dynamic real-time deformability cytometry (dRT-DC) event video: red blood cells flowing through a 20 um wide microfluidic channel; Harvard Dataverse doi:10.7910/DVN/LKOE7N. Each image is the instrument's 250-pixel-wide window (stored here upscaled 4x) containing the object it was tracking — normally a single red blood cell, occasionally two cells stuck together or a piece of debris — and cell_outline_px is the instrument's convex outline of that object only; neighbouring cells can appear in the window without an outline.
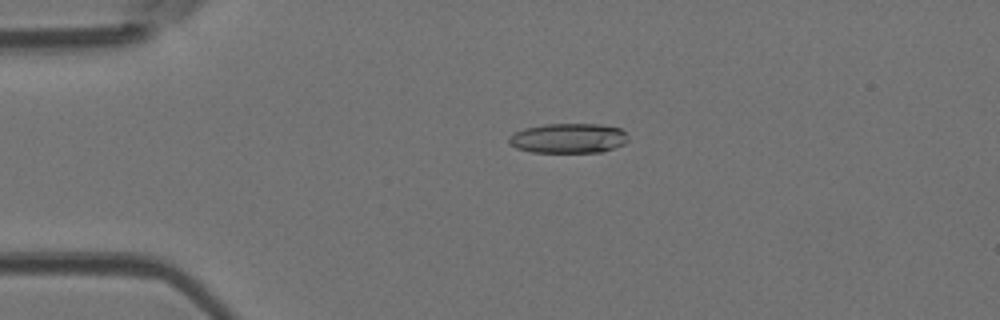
{"species": "Egyptian fruit bat (a non-hibernating species)", "species_latin": "Rousettus aegyptiacus", "temperature_condition": "room temperature", "stored_images_in_passage": 5, "camera_frame_rate_fps": 3000, "um_per_image_px": 0.085, "animal": {"sex": "female"}, "frame": {"image": 1, "passage_image": 4, "time_ms": 1.0, "image_size_px": [1000, 320], "cell_outline_px": [[628, 140], [624, 144], [604, 152], [532, 152], [516, 148], [508, 144], [508, 136], [512, 132], [524, 128], [544, 124], [600, 124], [620, 128], [628, 136]], "centroid_in_image_um": [48.28, 11.75], "position_along_channel_um": 36.7, "area_um2": 20.98}}